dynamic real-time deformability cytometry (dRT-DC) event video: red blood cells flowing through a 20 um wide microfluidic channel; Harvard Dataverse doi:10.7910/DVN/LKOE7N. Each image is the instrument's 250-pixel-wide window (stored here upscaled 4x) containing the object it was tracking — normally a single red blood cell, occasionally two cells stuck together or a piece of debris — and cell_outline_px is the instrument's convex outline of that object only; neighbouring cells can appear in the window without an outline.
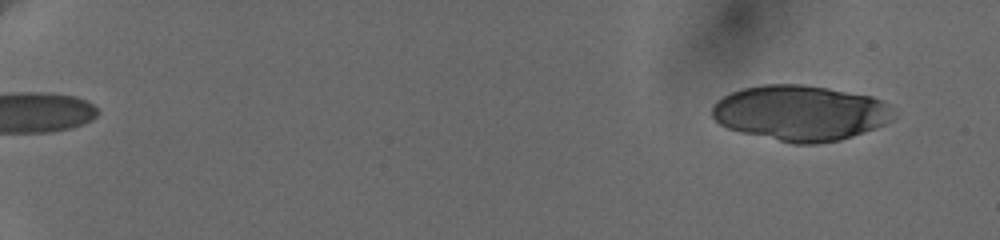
{"species": "human", "species_latin": "Homo sapiens", "temperature_condition": "cold", "stored_images_in_passage": 24, "camera_frame_rate_fps": 3000, "um_per_image_px": 0.085, "donor": {"sex": "female"}, "frame": {"image": 1, "passage_image": 3, "time_ms": 1.333, "image_size_px": [1000, 240], "cell_outline_px": [[892, 120], [884, 124], [852, 136], [840, 140], [816, 144], [792, 144], [740, 132], [728, 128], [720, 124], [712, 116], [712, 104], [716, 100], [732, 92], [744, 88], [764, 84], [804, 84], [828, 88], [872, 96], [880, 100], [884, 104]], "centroid_in_image_um": [67.94, 9.61], "position_along_channel_um": 17.1, "area_um2": 58.2}}